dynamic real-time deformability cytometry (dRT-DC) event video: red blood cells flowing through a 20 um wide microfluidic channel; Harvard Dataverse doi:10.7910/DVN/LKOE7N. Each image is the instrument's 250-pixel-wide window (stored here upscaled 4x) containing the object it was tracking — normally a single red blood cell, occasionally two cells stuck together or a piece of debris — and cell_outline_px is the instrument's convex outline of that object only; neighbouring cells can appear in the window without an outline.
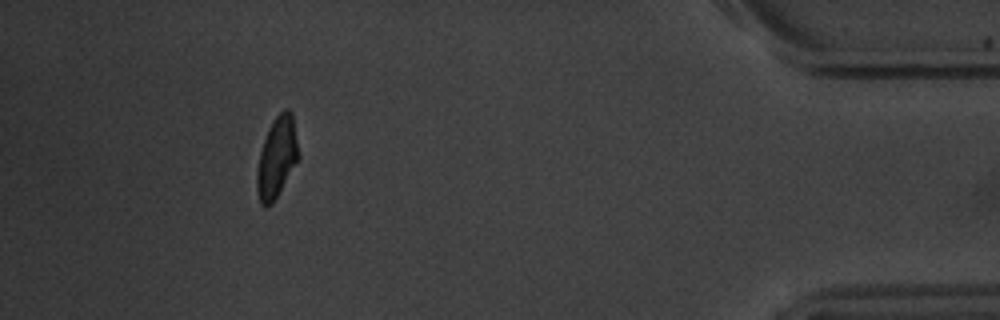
{"species": "common noctule bat (a hibernating species)", "species_latin": "Nyctalus noctula", "temperature_condition": "warm", "stored_images_in_passage": 14, "camera_frame_rate_fps": 3000, "um_per_image_px": 0.085, "animal": {"sex": "male", "body_mass_g": 20.1, "forearm_length_mm": 53.5}, "frame": {"image": 1, "passage_image": 14, "time_ms": 15.0, "image_size_px": [1000, 320], "cell_outline_px": [[300, 156], [272, 204], [264, 208], [260, 204], [256, 192], [256, 172], [260, 152], [268, 128], [272, 120], [284, 108], [288, 108], [292, 112]], "centroid_in_image_um": [23.52, 13.38], "position_along_channel_um": 411.7, "area_um2": 19.71}, "authors_computed_cell_mechanics": {"area_um2": 14.3055, "velocity_mm_per_s": 3.4516, "shape_relaxation_time_tau1_ms": 2.0239, "shape_relaxation_time_tau2_ms": null, "deformation_change_tau1": 0.1033, "deformation_change_tau2": null}}